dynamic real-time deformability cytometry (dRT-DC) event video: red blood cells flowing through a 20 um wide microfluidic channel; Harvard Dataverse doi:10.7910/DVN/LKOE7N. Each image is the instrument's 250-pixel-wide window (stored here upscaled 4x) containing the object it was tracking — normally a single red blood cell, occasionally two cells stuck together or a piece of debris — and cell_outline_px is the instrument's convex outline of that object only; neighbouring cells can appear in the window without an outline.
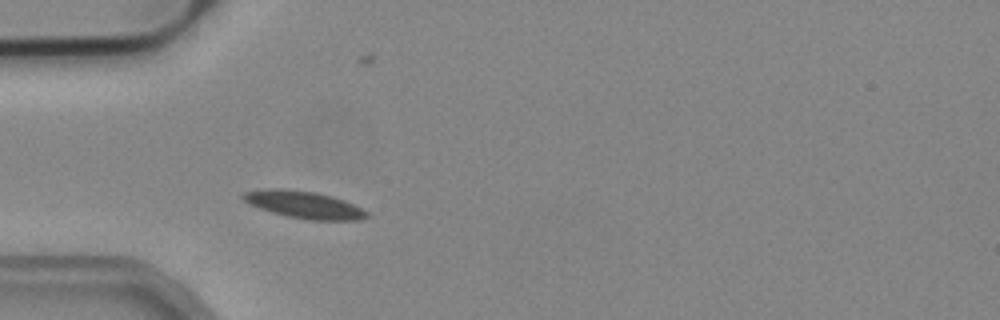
{"species": "common noctule bat (a hibernating species)", "species_latin": "Nyctalus noctula", "temperature_condition": "cold", "stored_images_in_passage": 12, "camera_frame_rate_fps": 3000, "um_per_image_px": 0.085, "animal": {"sex": "male", "body_mass_g": 19.2, "forearm_length_mm": 51.8}, "frame": {"image": 1, "passage_image": 6, "time_ms": 1.667, "image_size_px": [1000, 320], "cell_outline_px": [[368, 216], [364, 220], [308, 220], [288, 216], [272, 212], [260, 208], [244, 200], [240, 196], [244, 192], [268, 188], [284, 188], [316, 192], [332, 196], [344, 200], [368, 212]], "centroid_in_image_um": [25.86, 17.39], "position_along_channel_um": 59.1, "area_um2": 19.54}}